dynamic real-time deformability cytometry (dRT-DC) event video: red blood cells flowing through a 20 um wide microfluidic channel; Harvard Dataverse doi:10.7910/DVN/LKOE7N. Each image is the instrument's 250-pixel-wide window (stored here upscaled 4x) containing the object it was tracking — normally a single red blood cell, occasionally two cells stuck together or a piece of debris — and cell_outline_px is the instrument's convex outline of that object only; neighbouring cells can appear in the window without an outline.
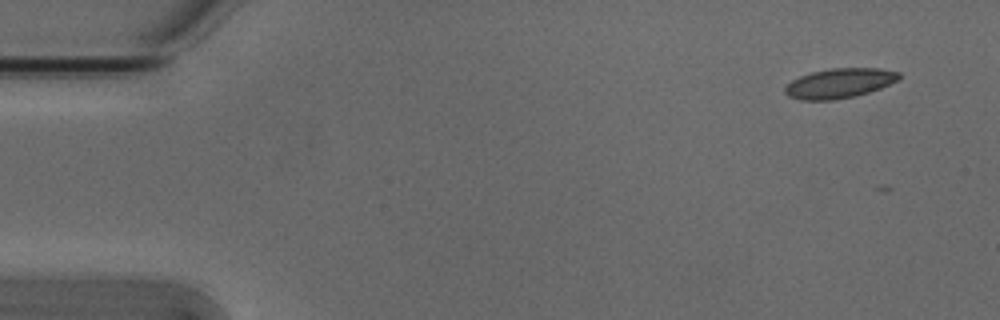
{"species": "Egyptian fruit bat (a non-hibernating species)", "species_latin": "Rousettus aegyptiacus", "temperature_condition": "cold", "stored_images_in_passage": 6, "camera_frame_rate_fps": 3000, "um_per_image_px": 0.085, "animal": {"sex": "male"}, "frame": {"image": 1, "passage_image": 1, "time_ms": 0.0, "image_size_px": [1000, 320], "cell_outline_px": [[900, 76], [896, 80], [880, 88], [868, 92], [852, 96], [832, 100], [800, 100], [788, 96], [784, 92], [784, 88], [792, 80], [800, 76], [812, 72], [832, 68], [876, 68], [900, 72]], "centroid_in_image_um": [71.31, 7.07], "position_along_channel_um": 13.7, "area_um2": 19.48}}
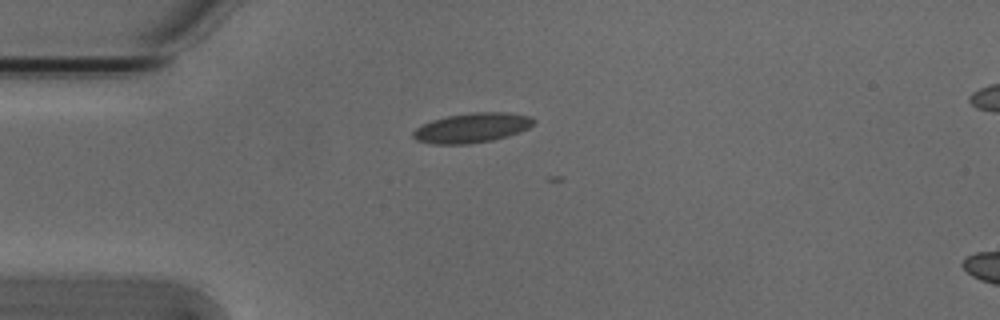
{"frame": {"image": 2, "passage_image": 4, "time_ms": 1.0, "image_size_px": [1000, 320], "cell_outline_px": [[536, 124], [520, 132], [508, 136], [492, 140], [468, 144], [432, 144], [416, 140], [412, 136], [412, 132], [416, 128], [432, 120], [448, 116], [476, 112], [508, 112], [528, 116], [536, 120]], "centroid_in_image_um": [40.14, 10.87], "position_along_channel_um": 44.9, "area_um2": 20.87}}
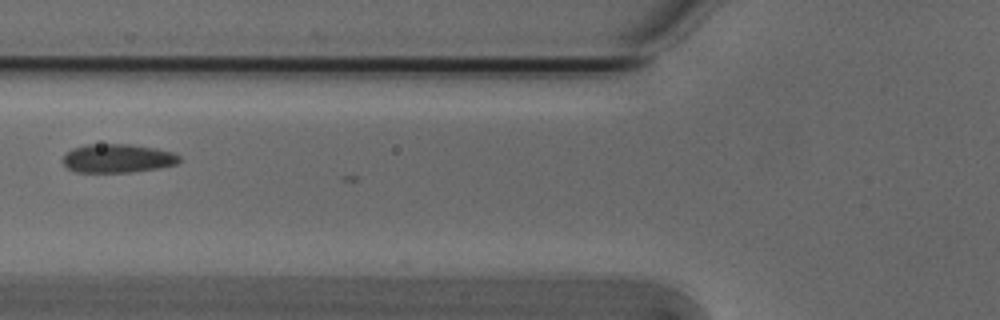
{"frame": {"image": 3, "passage_image": 6, "time_ms": 1.667, "image_size_px": [1000, 320], "cell_outline_px": [[180, 160], [176, 164], [156, 168], [132, 172], [76, 172], [68, 168], [64, 164], [64, 156], [72, 148], [88, 144], [128, 144], [156, 148], [172, 152], [180, 156]], "centroid_in_image_um": [10.0, 13.45], "position_along_channel_um": 115.8, "area_um2": 19.31}}